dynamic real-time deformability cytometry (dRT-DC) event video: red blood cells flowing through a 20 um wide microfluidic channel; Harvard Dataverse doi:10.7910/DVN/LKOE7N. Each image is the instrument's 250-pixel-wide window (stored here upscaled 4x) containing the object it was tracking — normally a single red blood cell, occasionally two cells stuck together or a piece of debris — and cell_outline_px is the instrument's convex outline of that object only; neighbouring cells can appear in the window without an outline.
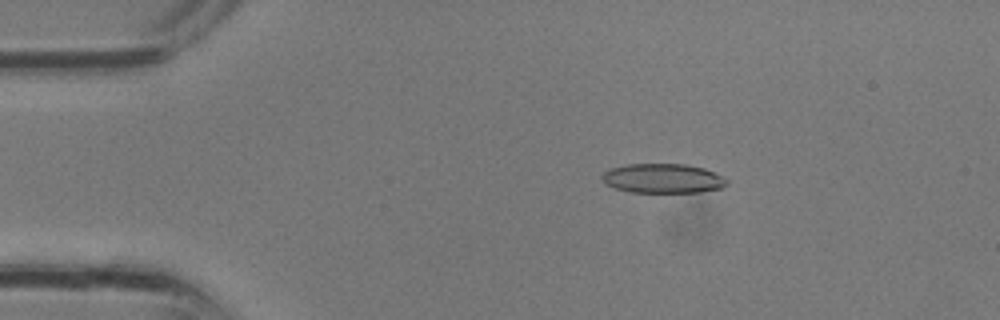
{"species": "common noctule bat (a hibernating species)", "species_latin": "Nyctalus noctula", "temperature_condition": "room temperature", "stored_images_in_passage": 30, "camera_frame_rate_fps": 3000, "um_per_image_px": 0.085, "animal": {"sex": "male", "body_mass_g": 13.3}, "frame": {"image": 1, "passage_image": 5, "time_ms": 1.333, "image_size_px": [1000, 320], "cell_outline_px": [[728, 184], [720, 188], [700, 192], [628, 192], [604, 184], [600, 176], [608, 168], [628, 164], [684, 164], [704, 168], [724, 176], [728, 180]], "centroid_in_image_um": [56.32, 15.16], "position_along_channel_um": 28.7, "area_um2": 21.62}}
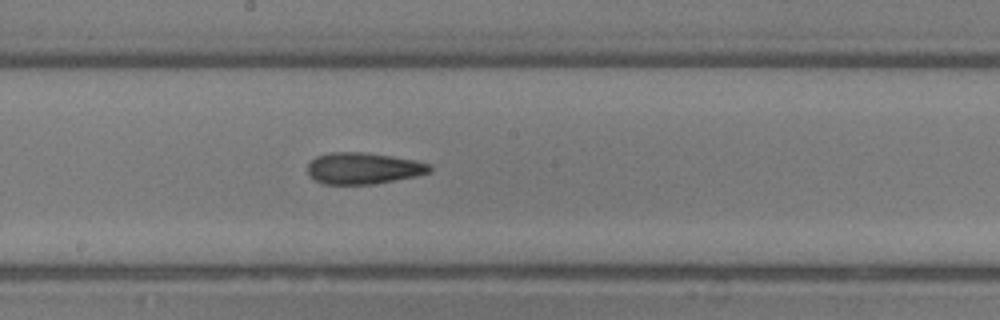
{"frame": {"image": 2, "passage_image": 16, "time_ms": 5.0, "image_size_px": [1000, 320], "cell_outline_px": [[432, 172], [416, 176], [372, 184], [324, 184], [308, 176], [308, 164], [316, 156], [332, 152], [364, 152], [392, 156], [416, 160], [432, 164]], "centroid_in_image_um": [30.91, 14.3], "position_along_channel_um": 217.3, "area_um2": 22.48}}
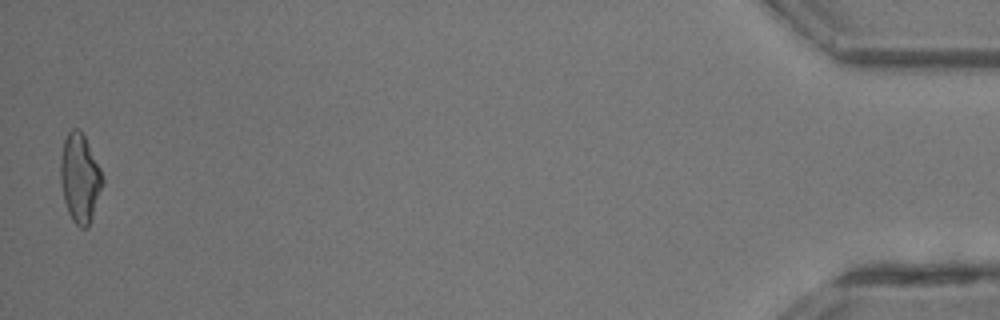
{"frame": {"image": 3, "passage_image": 30, "time_ms": 9.667, "image_size_px": [1000, 320], "cell_outline_px": [[104, 180], [88, 228], [80, 228], [72, 220], [68, 212], [64, 200], [60, 180], [60, 160], [64, 140], [68, 132], [72, 128], [80, 128], [100, 168]], "centroid_in_image_um": [6.77, 15.13], "position_along_channel_um": 428.4, "area_um2": 21.56}}